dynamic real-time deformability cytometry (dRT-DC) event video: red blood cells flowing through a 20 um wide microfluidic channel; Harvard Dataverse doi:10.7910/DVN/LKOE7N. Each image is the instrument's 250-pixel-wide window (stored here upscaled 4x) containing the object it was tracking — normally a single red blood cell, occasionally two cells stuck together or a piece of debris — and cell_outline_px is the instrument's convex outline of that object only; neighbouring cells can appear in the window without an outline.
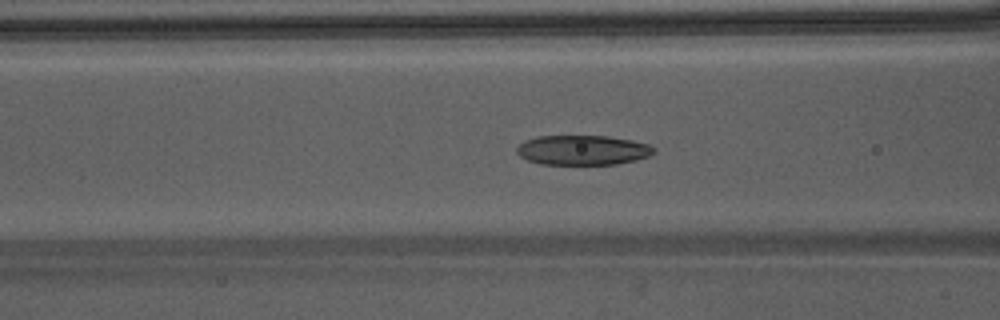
{"species": "Egyptian fruit bat (a non-hibernating species)", "species_latin": "Rousettus aegyptiacus", "temperature_condition": "warm", "stored_images_in_passage": 50, "camera_frame_rate_fps": 3000, "um_per_image_px": 0.085, "animal": {"sex": "male"}, "frame": {"image": 1, "passage_image": 22, "time_ms": 7.0, "image_size_px": [1000, 320], "cell_outline_px": [[656, 152], [648, 156], [636, 160], [616, 164], [540, 164], [528, 160], [520, 156], [516, 152], [516, 148], [524, 140], [536, 136], [608, 136], [632, 140], [648, 144], [656, 148]], "centroid_in_image_um": [49.53, 12.75], "position_along_channel_um": 117.1, "area_um2": 23.87}}
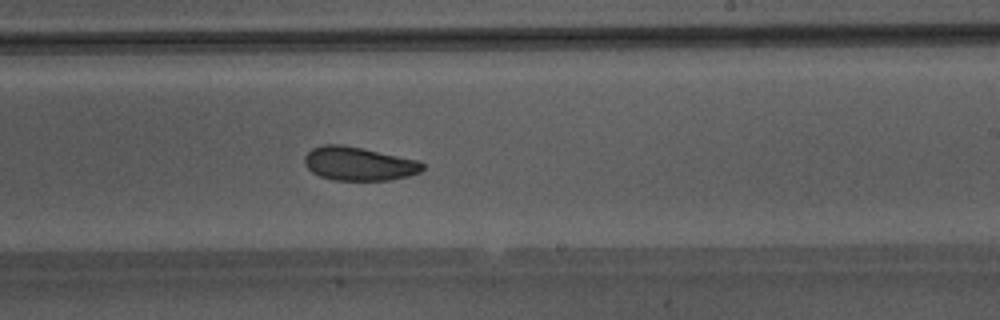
{"frame": {"image": 2, "passage_image": 32, "time_ms": 10.333, "image_size_px": [1000, 320], "cell_outline_px": [[424, 168], [420, 172], [408, 176], [388, 180], [332, 180], [320, 176], [312, 172], [308, 168], [304, 160], [304, 156], [312, 148], [324, 144], [340, 144], [420, 160], [424, 164]], "centroid_in_image_um": [30.5, 13.92], "position_along_channel_um": 258.5, "area_um2": 23.06}}
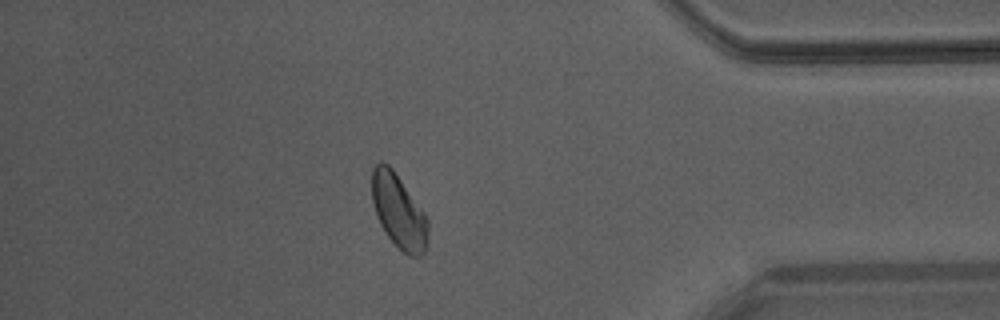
{"frame": {"image": 3, "passage_image": 44, "time_ms": 14.333, "image_size_px": [1000, 320], "cell_outline_px": [[428, 240], [424, 252], [420, 256], [408, 256], [384, 232], [376, 216], [372, 200], [372, 168], [380, 160], [388, 164], [392, 168], [424, 212], [428, 220]], "centroid_in_image_um": [33.88, 17.95], "position_along_channel_um": 401.3, "area_um2": 24.1}, "authors_computed_cell_mechanics": {"area_um2": 24.3338, "velocity_mm_per_s": 4.2547, "shape_relaxation_time_tau1_ms": 5.6999, "shape_relaxation_time_tau2_ms": 2.3642, "deformation_change_tau1": 0.1402, "deformation_change_tau2": 0.0739}}